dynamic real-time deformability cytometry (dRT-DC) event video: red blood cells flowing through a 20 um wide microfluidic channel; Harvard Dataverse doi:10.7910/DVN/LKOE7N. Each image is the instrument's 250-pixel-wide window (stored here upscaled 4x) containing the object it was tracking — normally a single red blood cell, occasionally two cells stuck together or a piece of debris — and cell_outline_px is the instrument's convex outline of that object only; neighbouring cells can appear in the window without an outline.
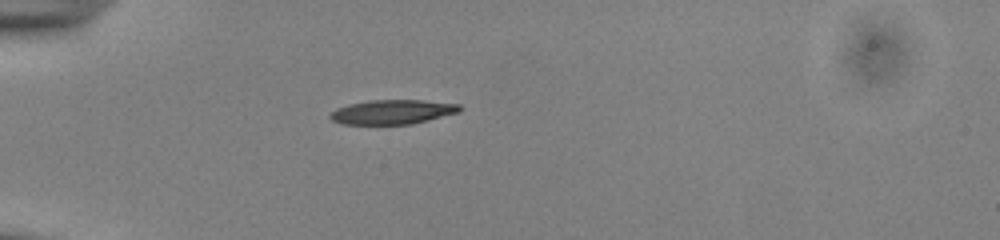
{"species": "common noctule bat (a hibernating species)", "species_latin": "Nyctalus noctula", "temperature_condition": "cold", "stored_images_in_passage": 24, "camera_frame_rate_fps": 3000, "um_per_image_px": 0.085, "animal": {"sex": "male", "body_mass_g": 13.0, "forearm_length_mm": 53.1}, "frame": {"image": 1, "passage_image": 1, "time_ms": 0.0, "image_size_px": [1000, 240], "cell_outline_px": [[460, 112], [412, 124], [344, 124], [332, 120], [328, 116], [336, 108], [348, 104], [368, 100], [424, 100], [460, 104]], "centroid_in_image_um": [33.36, 9.51], "position_along_channel_um": 51.6, "area_um2": 18.44}}
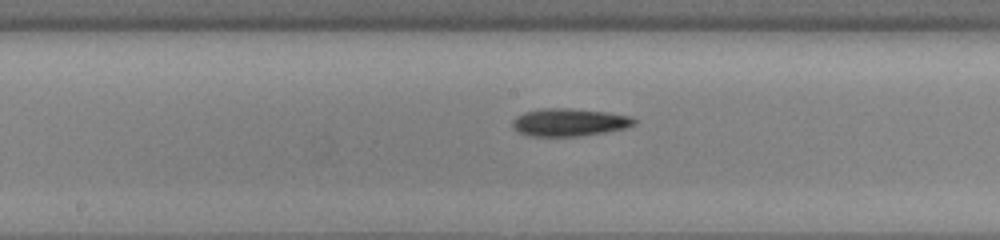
{"frame": {"image": 2, "passage_image": 14, "time_ms": 4.333, "image_size_px": [1000, 240], "cell_outline_px": [[636, 124], [624, 128], [604, 132], [580, 136], [528, 136], [512, 128], [512, 120], [516, 116], [524, 112], [540, 108], [572, 108], [608, 112], [632, 116], [636, 120]], "centroid_in_image_um": [48.37, 10.38], "position_along_channel_um": 199.8, "area_um2": 19.83}}
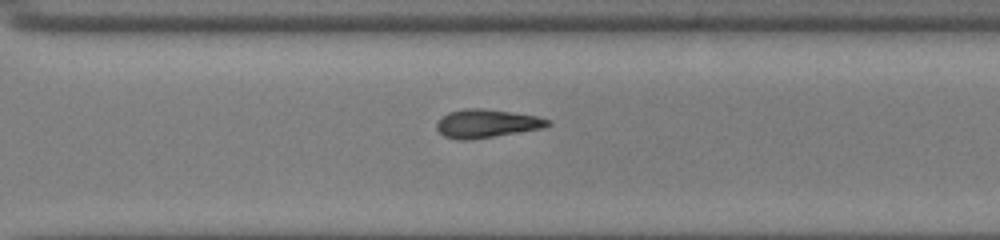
{"frame": {"image": 3, "passage_image": 24, "time_ms": 7.667, "image_size_px": [1000, 240], "cell_outline_px": [[552, 124], [544, 128], [468, 140], [456, 140], [444, 136], [436, 128], [436, 120], [440, 116], [448, 112], [464, 108], [484, 108], [512, 112], [536, 116], [552, 120]], "centroid_in_image_um": [41.34, 10.49], "position_along_channel_um": 329.3, "area_um2": 18.61}}